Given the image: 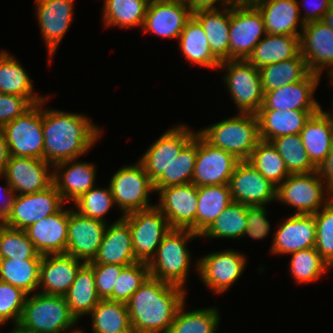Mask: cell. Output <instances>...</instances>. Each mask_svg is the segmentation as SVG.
Here are the masks:
<instances>
[{
    "instance_id": "cell-1",
    "label": "cell",
    "mask_w": 333,
    "mask_h": 333,
    "mask_svg": "<svg viewBox=\"0 0 333 333\" xmlns=\"http://www.w3.org/2000/svg\"><path fill=\"white\" fill-rule=\"evenodd\" d=\"M101 133L84 114L43 108V159L54 166L80 158L99 141Z\"/></svg>"
},
{
    "instance_id": "cell-2",
    "label": "cell",
    "mask_w": 333,
    "mask_h": 333,
    "mask_svg": "<svg viewBox=\"0 0 333 333\" xmlns=\"http://www.w3.org/2000/svg\"><path fill=\"white\" fill-rule=\"evenodd\" d=\"M185 288L149 277L126 302L133 333H167Z\"/></svg>"
},
{
    "instance_id": "cell-3",
    "label": "cell",
    "mask_w": 333,
    "mask_h": 333,
    "mask_svg": "<svg viewBox=\"0 0 333 333\" xmlns=\"http://www.w3.org/2000/svg\"><path fill=\"white\" fill-rule=\"evenodd\" d=\"M77 322L64 296L47 295L37 290V293L27 295L16 327L28 333H64L68 330L79 333L81 330L74 329Z\"/></svg>"
},
{
    "instance_id": "cell-4",
    "label": "cell",
    "mask_w": 333,
    "mask_h": 333,
    "mask_svg": "<svg viewBox=\"0 0 333 333\" xmlns=\"http://www.w3.org/2000/svg\"><path fill=\"white\" fill-rule=\"evenodd\" d=\"M198 133L212 146L229 152L239 161H248L261 140L258 118L251 113H237Z\"/></svg>"
},
{
    "instance_id": "cell-5",
    "label": "cell",
    "mask_w": 333,
    "mask_h": 333,
    "mask_svg": "<svg viewBox=\"0 0 333 333\" xmlns=\"http://www.w3.org/2000/svg\"><path fill=\"white\" fill-rule=\"evenodd\" d=\"M198 237L189 229H171L148 263L150 277L185 288L192 260L187 242Z\"/></svg>"
},
{
    "instance_id": "cell-6",
    "label": "cell",
    "mask_w": 333,
    "mask_h": 333,
    "mask_svg": "<svg viewBox=\"0 0 333 333\" xmlns=\"http://www.w3.org/2000/svg\"><path fill=\"white\" fill-rule=\"evenodd\" d=\"M332 198L333 194L324 185L317 171L290 174L276 190L277 202L294 207V214L313 215Z\"/></svg>"
},
{
    "instance_id": "cell-7",
    "label": "cell",
    "mask_w": 333,
    "mask_h": 333,
    "mask_svg": "<svg viewBox=\"0 0 333 333\" xmlns=\"http://www.w3.org/2000/svg\"><path fill=\"white\" fill-rule=\"evenodd\" d=\"M108 186L122 215L156 206L149 203V195L155 192L153 182L138 161L119 168Z\"/></svg>"
},
{
    "instance_id": "cell-8",
    "label": "cell",
    "mask_w": 333,
    "mask_h": 333,
    "mask_svg": "<svg viewBox=\"0 0 333 333\" xmlns=\"http://www.w3.org/2000/svg\"><path fill=\"white\" fill-rule=\"evenodd\" d=\"M48 96L41 103L33 105L23 115L7 123L3 132L8 144L10 156L35 157L43 159V106Z\"/></svg>"
},
{
    "instance_id": "cell-9",
    "label": "cell",
    "mask_w": 333,
    "mask_h": 333,
    "mask_svg": "<svg viewBox=\"0 0 333 333\" xmlns=\"http://www.w3.org/2000/svg\"><path fill=\"white\" fill-rule=\"evenodd\" d=\"M219 69H227L223 80L239 113L256 114L264 96L259 69L246 60L224 61Z\"/></svg>"
},
{
    "instance_id": "cell-10",
    "label": "cell",
    "mask_w": 333,
    "mask_h": 333,
    "mask_svg": "<svg viewBox=\"0 0 333 333\" xmlns=\"http://www.w3.org/2000/svg\"><path fill=\"white\" fill-rule=\"evenodd\" d=\"M130 227L132 247L138 262L149 263L163 237L171 230L167 218L156 207L123 215Z\"/></svg>"
},
{
    "instance_id": "cell-11",
    "label": "cell",
    "mask_w": 333,
    "mask_h": 333,
    "mask_svg": "<svg viewBox=\"0 0 333 333\" xmlns=\"http://www.w3.org/2000/svg\"><path fill=\"white\" fill-rule=\"evenodd\" d=\"M230 60H247L266 35L264 19L253 3L230 5Z\"/></svg>"
},
{
    "instance_id": "cell-12",
    "label": "cell",
    "mask_w": 333,
    "mask_h": 333,
    "mask_svg": "<svg viewBox=\"0 0 333 333\" xmlns=\"http://www.w3.org/2000/svg\"><path fill=\"white\" fill-rule=\"evenodd\" d=\"M64 204L54 184L40 192L14 195L11 208L2 223L14 229L25 230L30 225L56 213Z\"/></svg>"
},
{
    "instance_id": "cell-13",
    "label": "cell",
    "mask_w": 333,
    "mask_h": 333,
    "mask_svg": "<svg viewBox=\"0 0 333 333\" xmlns=\"http://www.w3.org/2000/svg\"><path fill=\"white\" fill-rule=\"evenodd\" d=\"M247 257L238 251L226 249L202 256L195 262L199 278L214 293L227 291L246 268Z\"/></svg>"
},
{
    "instance_id": "cell-14",
    "label": "cell",
    "mask_w": 333,
    "mask_h": 333,
    "mask_svg": "<svg viewBox=\"0 0 333 333\" xmlns=\"http://www.w3.org/2000/svg\"><path fill=\"white\" fill-rule=\"evenodd\" d=\"M198 131L190 130L185 124L167 129L145 151L138 162L154 183L176 159L182 148L195 136Z\"/></svg>"
},
{
    "instance_id": "cell-15",
    "label": "cell",
    "mask_w": 333,
    "mask_h": 333,
    "mask_svg": "<svg viewBox=\"0 0 333 333\" xmlns=\"http://www.w3.org/2000/svg\"><path fill=\"white\" fill-rule=\"evenodd\" d=\"M52 169L53 166L44 159L10 156L0 177L6 178L14 195L32 194L53 184Z\"/></svg>"
},
{
    "instance_id": "cell-16",
    "label": "cell",
    "mask_w": 333,
    "mask_h": 333,
    "mask_svg": "<svg viewBox=\"0 0 333 333\" xmlns=\"http://www.w3.org/2000/svg\"><path fill=\"white\" fill-rule=\"evenodd\" d=\"M156 207L167 218L171 229H189L195 232L198 207V187L193 184L161 188Z\"/></svg>"
},
{
    "instance_id": "cell-17",
    "label": "cell",
    "mask_w": 333,
    "mask_h": 333,
    "mask_svg": "<svg viewBox=\"0 0 333 333\" xmlns=\"http://www.w3.org/2000/svg\"><path fill=\"white\" fill-rule=\"evenodd\" d=\"M239 162L235 156L212 146L198 133V152L192 183L197 187L229 184Z\"/></svg>"
},
{
    "instance_id": "cell-18",
    "label": "cell",
    "mask_w": 333,
    "mask_h": 333,
    "mask_svg": "<svg viewBox=\"0 0 333 333\" xmlns=\"http://www.w3.org/2000/svg\"><path fill=\"white\" fill-rule=\"evenodd\" d=\"M233 202L246 206L268 205L276 201L277 187L248 161H240L229 181Z\"/></svg>"
},
{
    "instance_id": "cell-19",
    "label": "cell",
    "mask_w": 333,
    "mask_h": 333,
    "mask_svg": "<svg viewBox=\"0 0 333 333\" xmlns=\"http://www.w3.org/2000/svg\"><path fill=\"white\" fill-rule=\"evenodd\" d=\"M192 16L184 0H150L142 32L178 40Z\"/></svg>"
},
{
    "instance_id": "cell-20",
    "label": "cell",
    "mask_w": 333,
    "mask_h": 333,
    "mask_svg": "<svg viewBox=\"0 0 333 333\" xmlns=\"http://www.w3.org/2000/svg\"><path fill=\"white\" fill-rule=\"evenodd\" d=\"M300 53L311 73L321 76L333 69V30L322 20L304 24L299 37Z\"/></svg>"
},
{
    "instance_id": "cell-21",
    "label": "cell",
    "mask_w": 333,
    "mask_h": 333,
    "mask_svg": "<svg viewBox=\"0 0 333 333\" xmlns=\"http://www.w3.org/2000/svg\"><path fill=\"white\" fill-rule=\"evenodd\" d=\"M74 2V0H35L36 19L43 41L46 43L50 63L73 20Z\"/></svg>"
},
{
    "instance_id": "cell-22",
    "label": "cell",
    "mask_w": 333,
    "mask_h": 333,
    "mask_svg": "<svg viewBox=\"0 0 333 333\" xmlns=\"http://www.w3.org/2000/svg\"><path fill=\"white\" fill-rule=\"evenodd\" d=\"M108 223L80 215L70 209L66 254L85 263L96 256Z\"/></svg>"
},
{
    "instance_id": "cell-23",
    "label": "cell",
    "mask_w": 333,
    "mask_h": 333,
    "mask_svg": "<svg viewBox=\"0 0 333 333\" xmlns=\"http://www.w3.org/2000/svg\"><path fill=\"white\" fill-rule=\"evenodd\" d=\"M320 77L310 73L300 82L264 92L263 104L259 110H321L313 95L320 83Z\"/></svg>"
},
{
    "instance_id": "cell-24",
    "label": "cell",
    "mask_w": 333,
    "mask_h": 333,
    "mask_svg": "<svg viewBox=\"0 0 333 333\" xmlns=\"http://www.w3.org/2000/svg\"><path fill=\"white\" fill-rule=\"evenodd\" d=\"M270 248L275 255H288L316 244V222L311 214H292L277 227Z\"/></svg>"
},
{
    "instance_id": "cell-25",
    "label": "cell",
    "mask_w": 333,
    "mask_h": 333,
    "mask_svg": "<svg viewBox=\"0 0 333 333\" xmlns=\"http://www.w3.org/2000/svg\"><path fill=\"white\" fill-rule=\"evenodd\" d=\"M63 207L25 229L41 255L66 253L70 209Z\"/></svg>"
},
{
    "instance_id": "cell-26",
    "label": "cell",
    "mask_w": 333,
    "mask_h": 333,
    "mask_svg": "<svg viewBox=\"0 0 333 333\" xmlns=\"http://www.w3.org/2000/svg\"><path fill=\"white\" fill-rule=\"evenodd\" d=\"M85 262L68 254L43 255L40 265V293L65 296Z\"/></svg>"
},
{
    "instance_id": "cell-27",
    "label": "cell",
    "mask_w": 333,
    "mask_h": 333,
    "mask_svg": "<svg viewBox=\"0 0 333 333\" xmlns=\"http://www.w3.org/2000/svg\"><path fill=\"white\" fill-rule=\"evenodd\" d=\"M77 159L57 163L53 166V184L62 200L74 202L82 194L95 186L96 169L94 164L79 162Z\"/></svg>"
},
{
    "instance_id": "cell-28",
    "label": "cell",
    "mask_w": 333,
    "mask_h": 333,
    "mask_svg": "<svg viewBox=\"0 0 333 333\" xmlns=\"http://www.w3.org/2000/svg\"><path fill=\"white\" fill-rule=\"evenodd\" d=\"M138 262L132 247L130 227L120 216L107 224L102 242L94 259L88 264H116L121 266Z\"/></svg>"
},
{
    "instance_id": "cell-29",
    "label": "cell",
    "mask_w": 333,
    "mask_h": 333,
    "mask_svg": "<svg viewBox=\"0 0 333 333\" xmlns=\"http://www.w3.org/2000/svg\"><path fill=\"white\" fill-rule=\"evenodd\" d=\"M253 4L263 16L266 34L300 37L305 23L297 0H256Z\"/></svg>"
},
{
    "instance_id": "cell-30",
    "label": "cell",
    "mask_w": 333,
    "mask_h": 333,
    "mask_svg": "<svg viewBox=\"0 0 333 333\" xmlns=\"http://www.w3.org/2000/svg\"><path fill=\"white\" fill-rule=\"evenodd\" d=\"M320 110H258L261 140L271 141L280 136L300 134L306 122Z\"/></svg>"
},
{
    "instance_id": "cell-31",
    "label": "cell",
    "mask_w": 333,
    "mask_h": 333,
    "mask_svg": "<svg viewBox=\"0 0 333 333\" xmlns=\"http://www.w3.org/2000/svg\"><path fill=\"white\" fill-rule=\"evenodd\" d=\"M221 9L193 14L206 33L212 55L220 63L230 60V5Z\"/></svg>"
},
{
    "instance_id": "cell-32",
    "label": "cell",
    "mask_w": 333,
    "mask_h": 333,
    "mask_svg": "<svg viewBox=\"0 0 333 333\" xmlns=\"http://www.w3.org/2000/svg\"><path fill=\"white\" fill-rule=\"evenodd\" d=\"M300 136L310 161L317 168L332 149L333 121L321 109L306 122Z\"/></svg>"
},
{
    "instance_id": "cell-33",
    "label": "cell",
    "mask_w": 333,
    "mask_h": 333,
    "mask_svg": "<svg viewBox=\"0 0 333 333\" xmlns=\"http://www.w3.org/2000/svg\"><path fill=\"white\" fill-rule=\"evenodd\" d=\"M299 53V37L266 34L255 46L246 61L257 69H261L271 63L295 58Z\"/></svg>"
},
{
    "instance_id": "cell-34",
    "label": "cell",
    "mask_w": 333,
    "mask_h": 333,
    "mask_svg": "<svg viewBox=\"0 0 333 333\" xmlns=\"http://www.w3.org/2000/svg\"><path fill=\"white\" fill-rule=\"evenodd\" d=\"M33 88L32 80L23 65L11 54L0 50V93L26 97L33 105L47 98L35 94Z\"/></svg>"
},
{
    "instance_id": "cell-35",
    "label": "cell",
    "mask_w": 333,
    "mask_h": 333,
    "mask_svg": "<svg viewBox=\"0 0 333 333\" xmlns=\"http://www.w3.org/2000/svg\"><path fill=\"white\" fill-rule=\"evenodd\" d=\"M232 202L229 184L198 187L195 233L201 236Z\"/></svg>"
},
{
    "instance_id": "cell-36",
    "label": "cell",
    "mask_w": 333,
    "mask_h": 333,
    "mask_svg": "<svg viewBox=\"0 0 333 333\" xmlns=\"http://www.w3.org/2000/svg\"><path fill=\"white\" fill-rule=\"evenodd\" d=\"M178 41V47L187 61L209 69H218L221 63L212 55L206 33L194 16L187 21Z\"/></svg>"
},
{
    "instance_id": "cell-37",
    "label": "cell",
    "mask_w": 333,
    "mask_h": 333,
    "mask_svg": "<svg viewBox=\"0 0 333 333\" xmlns=\"http://www.w3.org/2000/svg\"><path fill=\"white\" fill-rule=\"evenodd\" d=\"M64 297L77 320L83 315L90 314L101 300L96 290L93 268L88 263L79 268L74 282Z\"/></svg>"
},
{
    "instance_id": "cell-38",
    "label": "cell",
    "mask_w": 333,
    "mask_h": 333,
    "mask_svg": "<svg viewBox=\"0 0 333 333\" xmlns=\"http://www.w3.org/2000/svg\"><path fill=\"white\" fill-rule=\"evenodd\" d=\"M263 92L279 89L284 85L304 80L311 72L299 53L295 58L271 63L259 69Z\"/></svg>"
},
{
    "instance_id": "cell-39",
    "label": "cell",
    "mask_w": 333,
    "mask_h": 333,
    "mask_svg": "<svg viewBox=\"0 0 333 333\" xmlns=\"http://www.w3.org/2000/svg\"><path fill=\"white\" fill-rule=\"evenodd\" d=\"M89 315L94 333H133L124 302L101 299Z\"/></svg>"
},
{
    "instance_id": "cell-40",
    "label": "cell",
    "mask_w": 333,
    "mask_h": 333,
    "mask_svg": "<svg viewBox=\"0 0 333 333\" xmlns=\"http://www.w3.org/2000/svg\"><path fill=\"white\" fill-rule=\"evenodd\" d=\"M150 0H104L103 23L106 27L132 28L144 24Z\"/></svg>"
},
{
    "instance_id": "cell-41",
    "label": "cell",
    "mask_w": 333,
    "mask_h": 333,
    "mask_svg": "<svg viewBox=\"0 0 333 333\" xmlns=\"http://www.w3.org/2000/svg\"><path fill=\"white\" fill-rule=\"evenodd\" d=\"M40 265L41 259H0V280L29 296L39 289Z\"/></svg>"
},
{
    "instance_id": "cell-42",
    "label": "cell",
    "mask_w": 333,
    "mask_h": 333,
    "mask_svg": "<svg viewBox=\"0 0 333 333\" xmlns=\"http://www.w3.org/2000/svg\"><path fill=\"white\" fill-rule=\"evenodd\" d=\"M198 152V132L182 148L166 170L154 183L155 192L161 188L192 183L195 160Z\"/></svg>"
},
{
    "instance_id": "cell-43",
    "label": "cell",
    "mask_w": 333,
    "mask_h": 333,
    "mask_svg": "<svg viewBox=\"0 0 333 333\" xmlns=\"http://www.w3.org/2000/svg\"><path fill=\"white\" fill-rule=\"evenodd\" d=\"M185 302L178 308L167 333H216L220 313L215 307L185 311Z\"/></svg>"
},
{
    "instance_id": "cell-44",
    "label": "cell",
    "mask_w": 333,
    "mask_h": 333,
    "mask_svg": "<svg viewBox=\"0 0 333 333\" xmlns=\"http://www.w3.org/2000/svg\"><path fill=\"white\" fill-rule=\"evenodd\" d=\"M248 162L276 187L290 175L284 160L271 141L260 140Z\"/></svg>"
},
{
    "instance_id": "cell-45",
    "label": "cell",
    "mask_w": 333,
    "mask_h": 333,
    "mask_svg": "<svg viewBox=\"0 0 333 333\" xmlns=\"http://www.w3.org/2000/svg\"><path fill=\"white\" fill-rule=\"evenodd\" d=\"M247 223V206L232 202L200 237L240 239L244 237Z\"/></svg>"
},
{
    "instance_id": "cell-46",
    "label": "cell",
    "mask_w": 333,
    "mask_h": 333,
    "mask_svg": "<svg viewBox=\"0 0 333 333\" xmlns=\"http://www.w3.org/2000/svg\"><path fill=\"white\" fill-rule=\"evenodd\" d=\"M284 160L290 174H307L316 171L302 143L300 134L284 135L271 140Z\"/></svg>"
},
{
    "instance_id": "cell-47",
    "label": "cell",
    "mask_w": 333,
    "mask_h": 333,
    "mask_svg": "<svg viewBox=\"0 0 333 333\" xmlns=\"http://www.w3.org/2000/svg\"><path fill=\"white\" fill-rule=\"evenodd\" d=\"M289 255L292 256L289 270L298 283L307 284L317 281L331 270L315 247L296 251Z\"/></svg>"
},
{
    "instance_id": "cell-48",
    "label": "cell",
    "mask_w": 333,
    "mask_h": 333,
    "mask_svg": "<svg viewBox=\"0 0 333 333\" xmlns=\"http://www.w3.org/2000/svg\"><path fill=\"white\" fill-rule=\"evenodd\" d=\"M25 230L0 223V259H42Z\"/></svg>"
},
{
    "instance_id": "cell-49",
    "label": "cell",
    "mask_w": 333,
    "mask_h": 333,
    "mask_svg": "<svg viewBox=\"0 0 333 333\" xmlns=\"http://www.w3.org/2000/svg\"><path fill=\"white\" fill-rule=\"evenodd\" d=\"M73 203L76 206V208L73 209L80 215L101 220L105 223H107L105 214L109 212L111 207L115 206L110 187L98 188V186L92 187Z\"/></svg>"
},
{
    "instance_id": "cell-50",
    "label": "cell",
    "mask_w": 333,
    "mask_h": 333,
    "mask_svg": "<svg viewBox=\"0 0 333 333\" xmlns=\"http://www.w3.org/2000/svg\"><path fill=\"white\" fill-rule=\"evenodd\" d=\"M149 277L148 263L135 262L124 266L113 289V301L126 303Z\"/></svg>"
},
{
    "instance_id": "cell-51",
    "label": "cell",
    "mask_w": 333,
    "mask_h": 333,
    "mask_svg": "<svg viewBox=\"0 0 333 333\" xmlns=\"http://www.w3.org/2000/svg\"><path fill=\"white\" fill-rule=\"evenodd\" d=\"M316 222L315 249L322 259L333 267V198L317 213L313 214Z\"/></svg>"
},
{
    "instance_id": "cell-52",
    "label": "cell",
    "mask_w": 333,
    "mask_h": 333,
    "mask_svg": "<svg viewBox=\"0 0 333 333\" xmlns=\"http://www.w3.org/2000/svg\"><path fill=\"white\" fill-rule=\"evenodd\" d=\"M26 298L21 289L0 280V326L11 320L18 324Z\"/></svg>"
},
{
    "instance_id": "cell-53",
    "label": "cell",
    "mask_w": 333,
    "mask_h": 333,
    "mask_svg": "<svg viewBox=\"0 0 333 333\" xmlns=\"http://www.w3.org/2000/svg\"><path fill=\"white\" fill-rule=\"evenodd\" d=\"M94 271L95 284L100 299L113 301V289L124 266L116 264H89Z\"/></svg>"
},
{
    "instance_id": "cell-54",
    "label": "cell",
    "mask_w": 333,
    "mask_h": 333,
    "mask_svg": "<svg viewBox=\"0 0 333 333\" xmlns=\"http://www.w3.org/2000/svg\"><path fill=\"white\" fill-rule=\"evenodd\" d=\"M32 106L26 97L0 93V129L23 115Z\"/></svg>"
},
{
    "instance_id": "cell-55",
    "label": "cell",
    "mask_w": 333,
    "mask_h": 333,
    "mask_svg": "<svg viewBox=\"0 0 333 333\" xmlns=\"http://www.w3.org/2000/svg\"><path fill=\"white\" fill-rule=\"evenodd\" d=\"M247 222L244 237L247 235L257 240L266 238L271 230L265 205L247 206Z\"/></svg>"
},
{
    "instance_id": "cell-56",
    "label": "cell",
    "mask_w": 333,
    "mask_h": 333,
    "mask_svg": "<svg viewBox=\"0 0 333 333\" xmlns=\"http://www.w3.org/2000/svg\"><path fill=\"white\" fill-rule=\"evenodd\" d=\"M333 0H315L310 1L311 3L307 5L309 2L304 1L301 6H304V14L302 17V20L304 23H308L311 21H318L322 20L324 17V14L328 11L330 8L331 2ZM313 4V5H312ZM306 6V7H305Z\"/></svg>"
},
{
    "instance_id": "cell-57",
    "label": "cell",
    "mask_w": 333,
    "mask_h": 333,
    "mask_svg": "<svg viewBox=\"0 0 333 333\" xmlns=\"http://www.w3.org/2000/svg\"><path fill=\"white\" fill-rule=\"evenodd\" d=\"M320 179L326 182L327 189L333 194V146L326 158L316 168Z\"/></svg>"
},
{
    "instance_id": "cell-58",
    "label": "cell",
    "mask_w": 333,
    "mask_h": 333,
    "mask_svg": "<svg viewBox=\"0 0 333 333\" xmlns=\"http://www.w3.org/2000/svg\"><path fill=\"white\" fill-rule=\"evenodd\" d=\"M186 5L189 7L192 14L204 11V10H216L219 9L216 7V4H220L225 7L231 5L230 0H184ZM218 2V3H217Z\"/></svg>"
},
{
    "instance_id": "cell-59",
    "label": "cell",
    "mask_w": 333,
    "mask_h": 333,
    "mask_svg": "<svg viewBox=\"0 0 333 333\" xmlns=\"http://www.w3.org/2000/svg\"><path fill=\"white\" fill-rule=\"evenodd\" d=\"M5 182H6V186L3 188L0 186V190L3 192L2 195L3 200L4 201H0V223L4 220L6 214L8 213V211L11 208V203H12V198L14 196L13 191L11 190L8 182L6 181L5 178Z\"/></svg>"
},
{
    "instance_id": "cell-60",
    "label": "cell",
    "mask_w": 333,
    "mask_h": 333,
    "mask_svg": "<svg viewBox=\"0 0 333 333\" xmlns=\"http://www.w3.org/2000/svg\"><path fill=\"white\" fill-rule=\"evenodd\" d=\"M10 153L6 138L2 129H0V175H3L6 165L9 161Z\"/></svg>"
},
{
    "instance_id": "cell-61",
    "label": "cell",
    "mask_w": 333,
    "mask_h": 333,
    "mask_svg": "<svg viewBox=\"0 0 333 333\" xmlns=\"http://www.w3.org/2000/svg\"><path fill=\"white\" fill-rule=\"evenodd\" d=\"M322 21L328 26H330L331 29L333 30V1L331 2L328 11L324 14Z\"/></svg>"
},
{
    "instance_id": "cell-62",
    "label": "cell",
    "mask_w": 333,
    "mask_h": 333,
    "mask_svg": "<svg viewBox=\"0 0 333 333\" xmlns=\"http://www.w3.org/2000/svg\"><path fill=\"white\" fill-rule=\"evenodd\" d=\"M256 0H230L232 4L254 3Z\"/></svg>"
},
{
    "instance_id": "cell-63",
    "label": "cell",
    "mask_w": 333,
    "mask_h": 333,
    "mask_svg": "<svg viewBox=\"0 0 333 333\" xmlns=\"http://www.w3.org/2000/svg\"><path fill=\"white\" fill-rule=\"evenodd\" d=\"M10 333H28L14 326Z\"/></svg>"
},
{
    "instance_id": "cell-64",
    "label": "cell",
    "mask_w": 333,
    "mask_h": 333,
    "mask_svg": "<svg viewBox=\"0 0 333 333\" xmlns=\"http://www.w3.org/2000/svg\"><path fill=\"white\" fill-rule=\"evenodd\" d=\"M328 76L330 77V81H331V83L330 84H332L333 85V69L330 71V72H328Z\"/></svg>"
},
{
    "instance_id": "cell-65",
    "label": "cell",
    "mask_w": 333,
    "mask_h": 333,
    "mask_svg": "<svg viewBox=\"0 0 333 333\" xmlns=\"http://www.w3.org/2000/svg\"><path fill=\"white\" fill-rule=\"evenodd\" d=\"M332 105H333V100H332ZM326 114L331 118V120L333 121V113L330 112H326Z\"/></svg>"
}]
</instances>
